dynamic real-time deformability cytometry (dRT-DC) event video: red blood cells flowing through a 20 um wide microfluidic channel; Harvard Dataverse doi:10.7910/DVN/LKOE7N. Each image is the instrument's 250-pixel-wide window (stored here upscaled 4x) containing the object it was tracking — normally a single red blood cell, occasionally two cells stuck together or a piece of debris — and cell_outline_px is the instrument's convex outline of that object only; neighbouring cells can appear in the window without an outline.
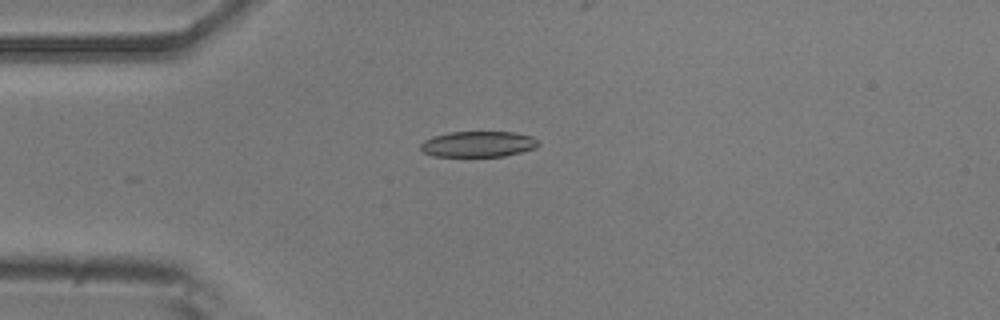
{"species": "common noctule bat (a hibernating species)", "species_latin": "Nyctalus noctula", "temperature_condition": "room temperature", "stored_images_in_passage": 9, "camera_frame_rate_fps": 3000, "um_per_image_px": 0.085, "animal": {"sex": "male", "body_mass_g": 20.5, "forearm_length_mm": 52.5}, "frame": {"image": 1, "passage_image": 1, "time_ms": 0.0, "image_size_px": [1000, 320], "cell_outline_px": [[540, 144], [536, 148], [504, 156], [432, 156], [424, 152], [420, 148], [420, 144], [424, 140], [432, 136], [448, 132], [512, 132], [532, 136]], "centroid_in_image_um": [40.62, 12.24], "position_along_channel_um": 44.4, "area_um2": 17.69}}
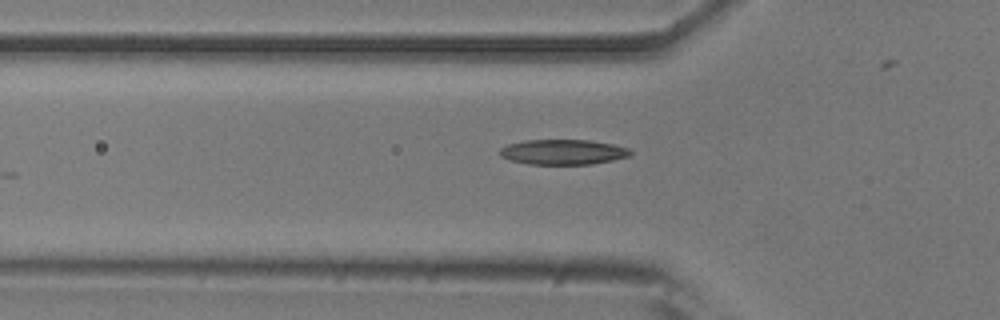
{"frame": {"image": 2, "passage_image": 5, "time_ms": 1.333, "image_size_px": [1000, 320], "cell_outline_px": [[632, 152], [628, 156], [612, 160], [592, 164], [528, 164], [508, 160], [500, 156], [500, 148], [508, 144], [524, 140], [588, 140], [612, 144], [628, 148]], "centroid_in_image_um": [47.81, 12.92], "position_along_channel_um": 78.0, "area_um2": 19.07}}
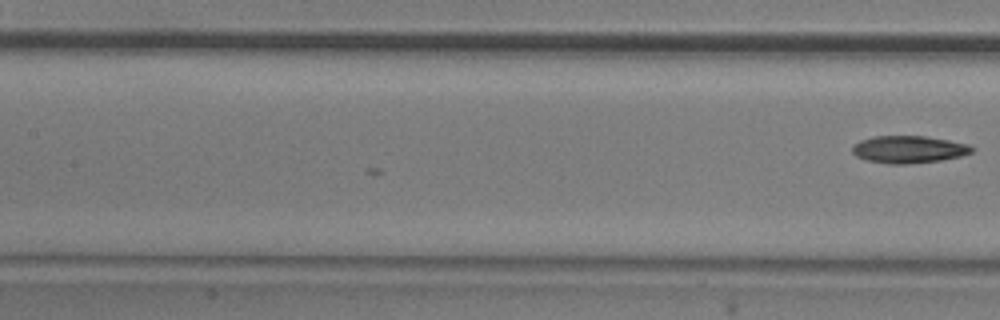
{"frame": {"image": 3, "passage_image": 9, "time_ms": 2.667, "image_size_px": [1000, 320], "cell_outline_px": [[976, 148], [972, 152], [960, 156], [940, 160], [912, 164], [888, 164], [864, 160], [856, 156], [852, 152], [852, 148], [860, 140], [872, 136], [924, 136], [948, 140], [968, 144]], "centroid_in_image_um": [77.23, 12.7], "position_along_channel_um": 130.2, "area_um2": 19.13}}